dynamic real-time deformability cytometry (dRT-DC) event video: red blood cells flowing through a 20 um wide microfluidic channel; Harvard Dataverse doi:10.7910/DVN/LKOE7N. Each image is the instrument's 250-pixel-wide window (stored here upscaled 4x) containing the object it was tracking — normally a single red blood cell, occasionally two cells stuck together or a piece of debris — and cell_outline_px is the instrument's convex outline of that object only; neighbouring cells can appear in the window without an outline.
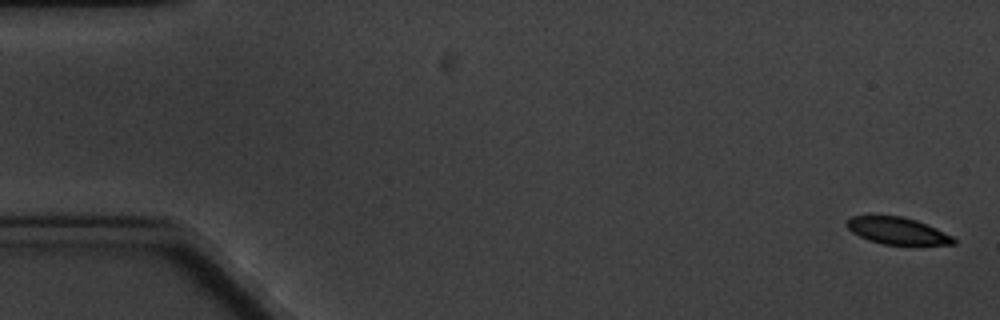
{"species": "common noctule bat (a hibernating species)", "species_latin": "Nyctalus noctula", "temperature_condition": "cold", "stored_images_in_passage": 6, "camera_frame_rate_fps": 3000, "um_per_image_px": 0.085, "animal": {"sex": "male", "body_mass_g": 20.1, "forearm_length_mm": 53.5}, "frame": {"image": 1, "passage_image": 1, "time_ms": 0.0, "image_size_px": [1000, 320], "cell_outline_px": [[956, 244], [912, 248], [884, 244], [868, 240], [852, 232], [844, 224], [852, 216], [900, 216], [916, 220], [936, 228], [952, 236], [956, 240]], "centroid_in_image_um": [76.36, 19.69], "position_along_channel_um": 8.6, "area_um2": 17.51}}